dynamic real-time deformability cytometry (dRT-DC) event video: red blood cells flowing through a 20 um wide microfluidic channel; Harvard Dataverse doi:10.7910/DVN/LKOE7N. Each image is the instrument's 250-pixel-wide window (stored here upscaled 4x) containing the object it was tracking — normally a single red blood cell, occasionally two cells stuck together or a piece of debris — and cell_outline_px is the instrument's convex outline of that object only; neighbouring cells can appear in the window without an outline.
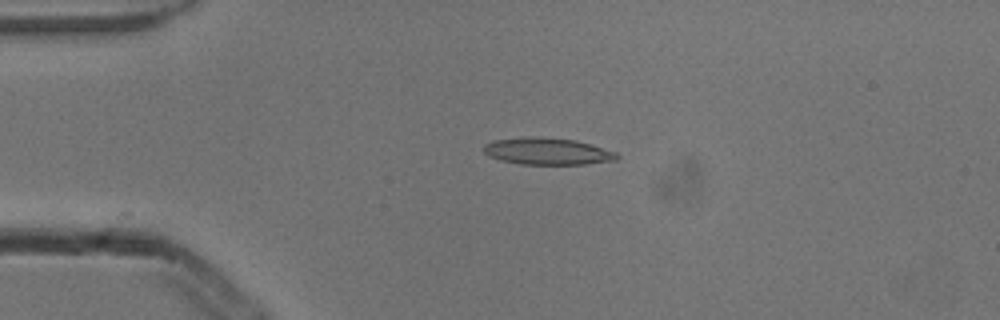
{"species": "common noctule bat (a hibernating species)", "species_latin": "Nyctalus noctula", "temperature_condition": "cold", "stored_images_in_passage": 6, "camera_frame_rate_fps": 3000, "um_per_image_px": 0.085, "animal": {"sex": "male", "body_mass_g": 13.3}, "frame": {"image": 1, "passage_image": 4, "time_ms": 1.0, "image_size_px": [1000, 320], "cell_outline_px": [[620, 156], [616, 160], [584, 164], [520, 164], [500, 160], [488, 156], [484, 152], [484, 144], [496, 140], [524, 136], [536, 136], [576, 140], [616, 152]], "centroid_in_image_um": [46.51, 12.85], "position_along_channel_um": 38.5, "area_um2": 20.87}}
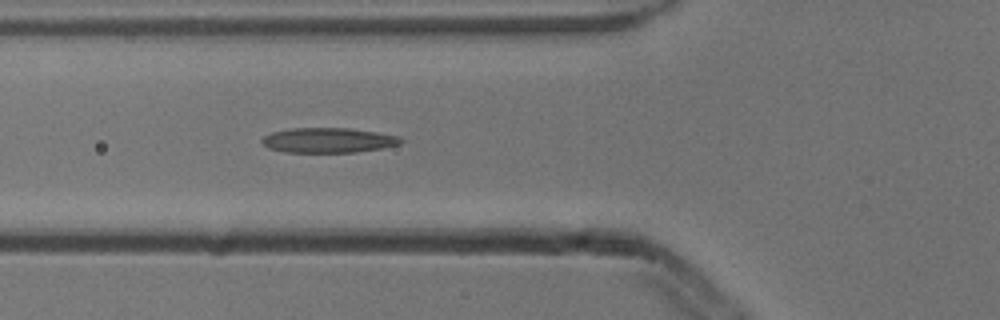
{"frame": {"image": 2, "passage_image": 6, "time_ms": 1.667, "image_size_px": [1000, 320], "cell_outline_px": [[404, 140], [400, 144], [380, 148], [356, 152], [284, 152], [268, 148], [260, 144], [260, 140], [264, 136], [272, 132], [292, 128], [348, 128], [376, 132], [396, 136]], "centroid_in_image_um": [27.83, 11.92], "position_along_channel_um": 98.0, "area_um2": 20.11}}